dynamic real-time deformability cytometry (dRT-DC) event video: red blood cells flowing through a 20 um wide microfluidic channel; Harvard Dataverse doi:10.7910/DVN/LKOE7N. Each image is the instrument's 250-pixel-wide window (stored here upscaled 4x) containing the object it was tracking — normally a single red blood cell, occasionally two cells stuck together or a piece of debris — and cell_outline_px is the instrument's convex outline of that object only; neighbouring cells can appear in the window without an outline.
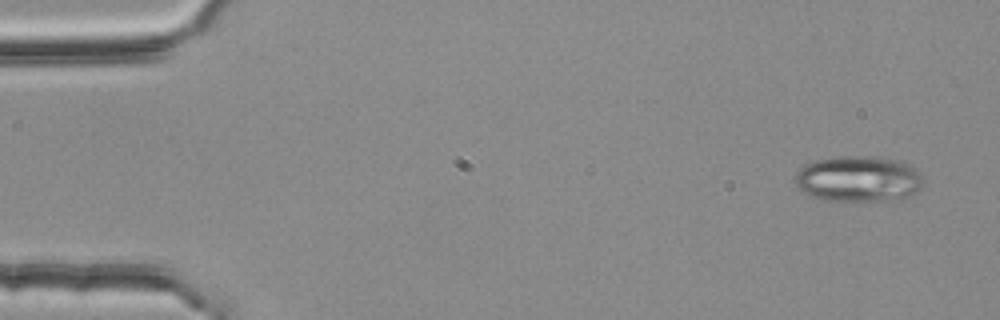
{"species": "common noctule bat (a hibernating species)", "species_latin": "Nyctalus noctula", "temperature_condition": "room temperature", "stored_images_in_passage": 5, "camera_frame_rate_fps": 3000, "um_per_image_px": 0.085, "animal": {"sex": "female", "body_mass_g": 25.1}, "frame": {"image": 1, "passage_image": 1, "time_ms": 0.0, "image_size_px": [1000, 320], "cell_outline_px": [[924, 180], [920, 188], [916, 192], [904, 200], [820, 200], [812, 196], [800, 188], [796, 184], [796, 172], [800, 168], [812, 160], [840, 156], [872, 156], [900, 160], [912, 164], [916, 168]], "centroid_in_image_um": [73.02, 15.19], "position_along_channel_um": 12.0, "area_um2": 34.62}}